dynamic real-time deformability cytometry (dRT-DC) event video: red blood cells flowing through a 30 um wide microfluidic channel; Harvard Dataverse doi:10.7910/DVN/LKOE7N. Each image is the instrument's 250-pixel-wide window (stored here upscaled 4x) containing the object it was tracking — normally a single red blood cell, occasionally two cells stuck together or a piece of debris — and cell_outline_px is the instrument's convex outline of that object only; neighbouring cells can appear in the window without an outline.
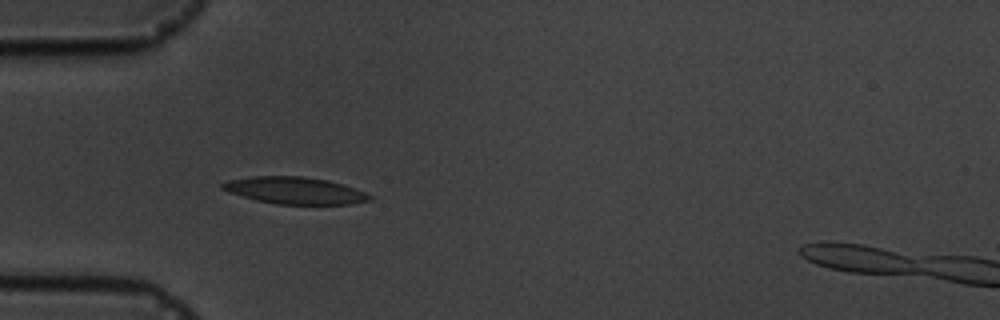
{"species": "common noctule bat (a hibernating species)", "species_latin": "Nyctalus noctula", "temperature_condition": "cold", "stored_images_in_passage": 5, "camera_frame_rate_fps": 3000, "um_per_image_px": 0.085, "animal": {"sex": "male", "body_mass_g": 19.5, "forearm_length_mm": 54.6}, "frame": {"image": 1, "passage_image": 4, "time_ms": 3.333, "image_size_px": [1000, 320], "cell_outline_px": [[372, 200], [352, 204], [276, 204], [256, 200], [228, 192], [220, 188], [220, 184], [228, 180], [252, 176], [304, 176], [328, 180], [344, 184], [364, 192], [372, 196]], "centroid_in_image_um": [25.05, 16.19], "position_along_channel_um": 59.9, "area_um2": 23.24}}
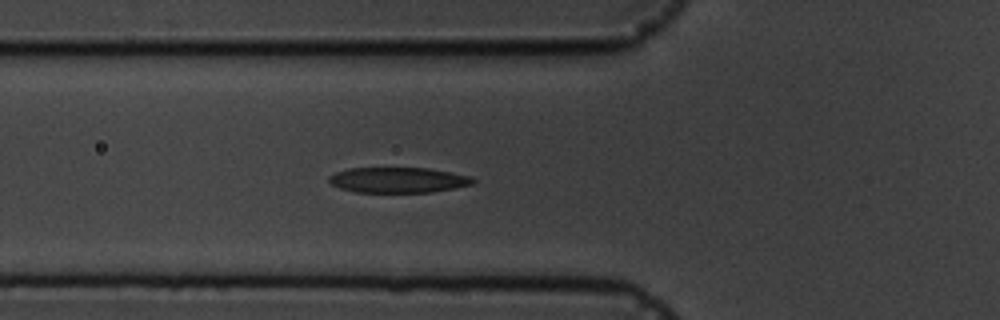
{"frame": {"image": 2, "passage_image": 5, "time_ms": 4.333, "image_size_px": [1000, 320], "cell_outline_px": [[476, 180], [472, 184], [432, 192], [356, 192], [340, 188], [332, 184], [328, 180], [328, 176], [336, 172], [348, 168], [428, 168], [472, 176]], "centroid_in_image_um": [33.83, 15.29], "position_along_channel_um": 92.0, "area_um2": 21.27}}